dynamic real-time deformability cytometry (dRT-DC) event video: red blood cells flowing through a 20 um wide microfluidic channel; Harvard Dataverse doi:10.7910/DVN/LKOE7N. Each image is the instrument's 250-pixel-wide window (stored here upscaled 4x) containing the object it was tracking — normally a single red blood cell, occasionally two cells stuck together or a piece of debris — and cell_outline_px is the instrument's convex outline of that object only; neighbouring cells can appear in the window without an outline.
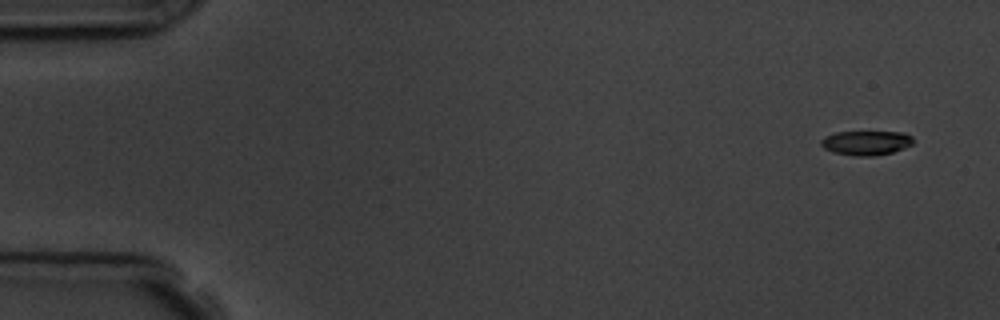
{"species": "common noctule bat (a hibernating species)", "species_latin": "Nyctalus noctula", "temperature_condition": "room temperature", "stored_images_in_passage": 5, "camera_frame_rate_fps": 3000, "um_per_image_px": 0.085, "animal": {"sex": "male", "body_mass_g": 19.5, "forearm_length_mm": 54.6}, "frame": {"image": 1, "passage_image": 1, "time_ms": 0.0, "image_size_px": [1000, 320], "cell_outline_px": [[912, 144], [904, 148], [892, 152], [876, 156], [852, 156], [832, 152], [824, 148], [820, 144], [820, 140], [824, 136], [836, 132], [904, 132], [912, 136]], "centroid_in_image_um": [73.59, 12.15], "position_along_channel_um": 11.4, "area_um2": 13.24}}
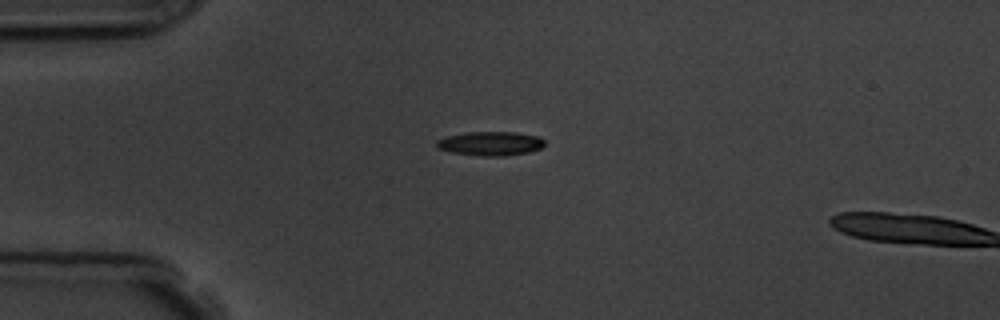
{"frame": {"image": 2, "passage_image": 4, "time_ms": 3.667, "image_size_px": [1000, 320], "cell_outline_px": [[544, 144], [540, 148], [528, 152], [504, 156], [484, 156], [452, 152], [436, 148], [436, 140], [448, 136], [464, 132], [516, 132], [540, 136], [544, 140]], "centroid_in_image_um": [41.69, 12.19], "position_along_channel_um": 43.3, "area_um2": 15.14}}